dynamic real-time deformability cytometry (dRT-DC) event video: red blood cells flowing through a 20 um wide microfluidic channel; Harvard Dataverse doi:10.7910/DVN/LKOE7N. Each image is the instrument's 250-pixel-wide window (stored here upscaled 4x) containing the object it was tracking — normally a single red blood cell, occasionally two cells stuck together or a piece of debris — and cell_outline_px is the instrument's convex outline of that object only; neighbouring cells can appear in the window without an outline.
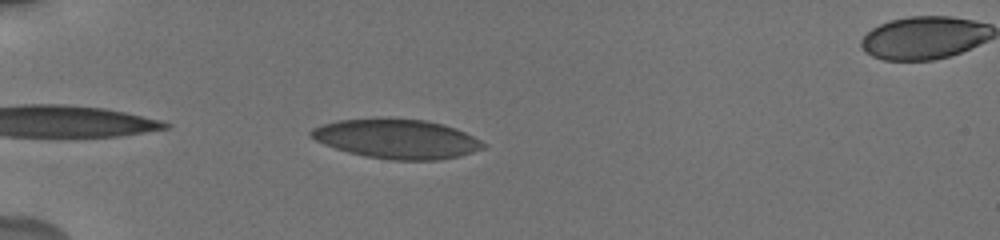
{"species": "human", "species_latin": "Homo sapiens", "temperature_condition": "cold", "stored_images_in_passage": 33, "camera_frame_rate_fps": 3000, "um_per_image_px": 0.085, "donor": {"sex": "male"}, "frame": {"image": 1, "passage_image": 3, "time_ms": 0.667, "image_size_px": [1000, 240], "cell_outline_px": [[488, 144], [484, 148], [472, 152], [440, 160], [392, 160], [364, 156], [348, 152], [324, 144], [308, 136], [308, 132], [312, 128], [320, 124], [340, 120], [388, 116], [424, 120], [444, 124], [456, 128]], "centroid_in_image_um": [33.69, 11.77], "position_along_channel_um": 51.3, "area_um2": 40.11}}
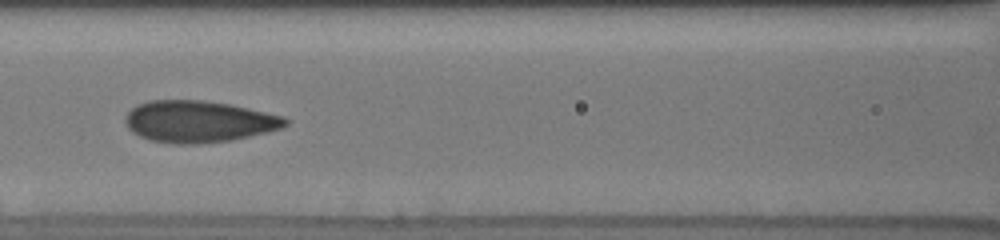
{"frame": {"image": 2, "passage_image": 12, "time_ms": 4.0, "image_size_px": [1000, 240], "cell_outline_px": [[292, 120], [288, 124], [280, 128], [268, 132], [232, 140], [196, 144], [172, 144], [152, 140], [140, 136], [132, 132], [128, 128], [124, 120], [128, 112], [132, 108], [148, 100], [200, 100], [228, 104], [248, 108], [284, 116]], "centroid_in_image_um": [16.91, 10.33], "position_along_channel_um": 149.7, "area_um2": 38.9}}
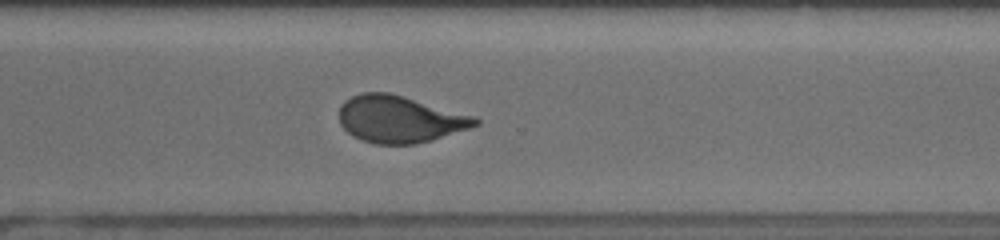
{"frame": {"image": 3, "passage_image": 26, "time_ms": 9.0, "image_size_px": [1000, 240], "cell_outline_px": [[480, 124], [468, 128], [416, 144], [376, 144], [360, 140], [352, 136], [340, 124], [340, 108], [344, 100], [360, 92], [388, 92], [476, 116], [480, 120]], "centroid_in_image_um": [33.95, 10.12], "position_along_channel_um": 336.7, "area_um2": 37.05}, "authors_computed_cell_mechanics": {"area_um2": 38.3792, "velocity_mm_per_s": 3.7466, "shape_relaxation_time_tau1_ms": 6.8314, "shape_relaxation_time_tau2_ms": 1.1891, "deformation_change_tau1": 0.1641, "deformation_change_tau2": 0.0742}}